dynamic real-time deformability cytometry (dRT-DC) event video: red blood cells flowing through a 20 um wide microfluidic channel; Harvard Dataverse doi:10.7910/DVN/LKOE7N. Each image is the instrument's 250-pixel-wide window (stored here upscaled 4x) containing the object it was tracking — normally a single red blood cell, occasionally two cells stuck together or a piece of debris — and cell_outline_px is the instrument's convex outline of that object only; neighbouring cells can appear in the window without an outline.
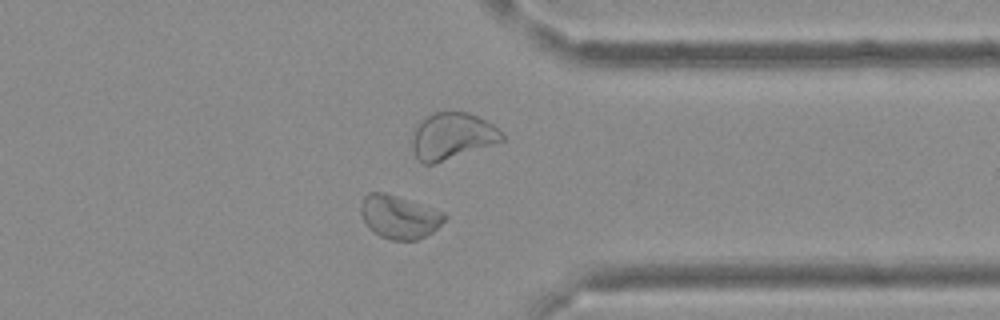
{"species": "Egyptian fruit bat (a non-hibernating species)", "species_latin": "Rousettus aegyptiacus", "temperature_condition": "cold", "stored_images_in_passage": 34, "camera_frame_rate_fps": 3000, "um_per_image_px": 0.085, "frame": {"image": 1, "passage_image": 25, "time_ms": 8.0, "image_size_px": [1000, 320], "cell_outline_px": [[448, 216], [432, 232], [416, 240], [392, 240], [380, 236], [372, 232], [368, 228], [360, 212], [360, 204], [364, 196], [368, 192], [388, 192], [444, 212]], "centroid_in_image_um": [33.9, 18.42], "position_along_channel_um": 377.5, "area_um2": 21.27}}